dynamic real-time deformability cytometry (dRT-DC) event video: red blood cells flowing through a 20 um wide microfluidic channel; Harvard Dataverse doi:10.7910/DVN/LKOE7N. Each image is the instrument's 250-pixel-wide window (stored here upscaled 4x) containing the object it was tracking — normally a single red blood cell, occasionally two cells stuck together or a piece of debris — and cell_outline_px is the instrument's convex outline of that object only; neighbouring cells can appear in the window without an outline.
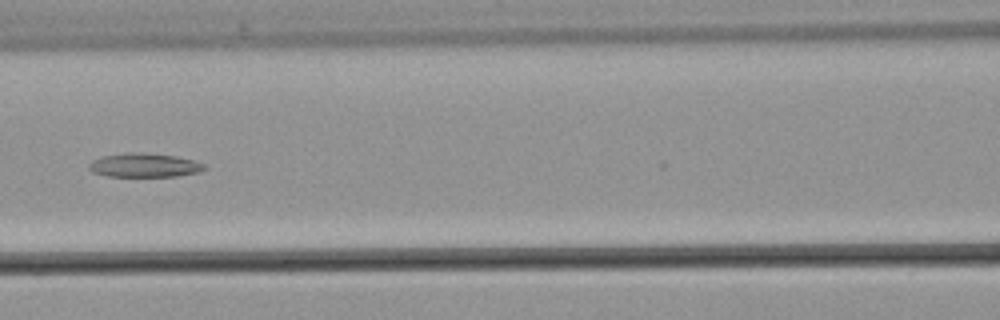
{"species": "common noctule bat (a hibernating species)", "species_latin": "Nyctalus noctula", "temperature_condition": "warm", "stored_images_in_passage": 21, "camera_frame_rate_fps": 3000, "um_per_image_px": 0.085, "animal": {"sex": "male", "body_mass_g": 21.5, "forearm_length_mm": 52.0}, "frame": {"image": 1, "passage_image": 17, "time_ms": 5.333, "image_size_px": [1000, 320], "cell_outline_px": [[208, 168], [200, 172], [180, 176], [108, 176], [92, 172], [88, 168], [88, 164], [92, 160], [104, 156], [124, 152], [140, 152], [176, 156], [192, 160], [204, 164]], "centroid_in_image_um": [12.28, 14.04], "position_along_channel_um": 154.3, "area_um2": 16.18}}